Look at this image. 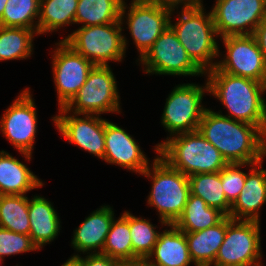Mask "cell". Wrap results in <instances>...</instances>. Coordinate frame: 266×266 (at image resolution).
Listing matches in <instances>:
<instances>
[{
  "mask_svg": "<svg viewBox=\"0 0 266 266\" xmlns=\"http://www.w3.org/2000/svg\"><path fill=\"white\" fill-rule=\"evenodd\" d=\"M198 131L228 164L258 163L266 156V135L257 127L206 109Z\"/></svg>",
  "mask_w": 266,
  "mask_h": 266,
  "instance_id": "6da1fadb",
  "label": "cell"
},
{
  "mask_svg": "<svg viewBox=\"0 0 266 266\" xmlns=\"http://www.w3.org/2000/svg\"><path fill=\"white\" fill-rule=\"evenodd\" d=\"M208 93L214 95L227 108L236 121L257 126L266 135V84L256 80L221 72L215 67L206 72Z\"/></svg>",
  "mask_w": 266,
  "mask_h": 266,
  "instance_id": "7a4b0ae2",
  "label": "cell"
},
{
  "mask_svg": "<svg viewBox=\"0 0 266 266\" xmlns=\"http://www.w3.org/2000/svg\"><path fill=\"white\" fill-rule=\"evenodd\" d=\"M155 151L172 168L190 176L201 173H217L228 163L219 150L197 130L167 137Z\"/></svg>",
  "mask_w": 266,
  "mask_h": 266,
  "instance_id": "3957f363",
  "label": "cell"
},
{
  "mask_svg": "<svg viewBox=\"0 0 266 266\" xmlns=\"http://www.w3.org/2000/svg\"><path fill=\"white\" fill-rule=\"evenodd\" d=\"M181 8V16L174 25L170 15L169 26L191 60L206 73L216 66L217 62L213 63L212 59L220 55L212 13L205 14L202 3Z\"/></svg>",
  "mask_w": 266,
  "mask_h": 266,
  "instance_id": "277c9868",
  "label": "cell"
},
{
  "mask_svg": "<svg viewBox=\"0 0 266 266\" xmlns=\"http://www.w3.org/2000/svg\"><path fill=\"white\" fill-rule=\"evenodd\" d=\"M153 166L141 174L152 179L147 203L154 206L164 226L174 224L183 213L190 194L188 176L172 168L163 158L157 155Z\"/></svg>",
  "mask_w": 266,
  "mask_h": 266,
  "instance_id": "5b68a950",
  "label": "cell"
},
{
  "mask_svg": "<svg viewBox=\"0 0 266 266\" xmlns=\"http://www.w3.org/2000/svg\"><path fill=\"white\" fill-rule=\"evenodd\" d=\"M123 22L80 27L63 39L75 52L94 65L108 66L109 61L121 62L127 40L122 35Z\"/></svg>",
  "mask_w": 266,
  "mask_h": 266,
  "instance_id": "8992f818",
  "label": "cell"
},
{
  "mask_svg": "<svg viewBox=\"0 0 266 266\" xmlns=\"http://www.w3.org/2000/svg\"><path fill=\"white\" fill-rule=\"evenodd\" d=\"M119 98L116 80L110 66L94 65L84 85L64 108L70 114L72 111L78 115L120 113Z\"/></svg>",
  "mask_w": 266,
  "mask_h": 266,
  "instance_id": "52a82bcc",
  "label": "cell"
},
{
  "mask_svg": "<svg viewBox=\"0 0 266 266\" xmlns=\"http://www.w3.org/2000/svg\"><path fill=\"white\" fill-rule=\"evenodd\" d=\"M259 221L227 216V230L213 266H262Z\"/></svg>",
  "mask_w": 266,
  "mask_h": 266,
  "instance_id": "ba28073f",
  "label": "cell"
},
{
  "mask_svg": "<svg viewBox=\"0 0 266 266\" xmlns=\"http://www.w3.org/2000/svg\"><path fill=\"white\" fill-rule=\"evenodd\" d=\"M205 91L208 92V83L205 86L184 83L176 86L169 94L161 123L170 133V137L198 130L204 111L207 109L201 104Z\"/></svg>",
  "mask_w": 266,
  "mask_h": 266,
  "instance_id": "9c48e42d",
  "label": "cell"
},
{
  "mask_svg": "<svg viewBox=\"0 0 266 266\" xmlns=\"http://www.w3.org/2000/svg\"><path fill=\"white\" fill-rule=\"evenodd\" d=\"M138 60L145 66L144 71L148 74L174 76L204 74L188 56L187 51L170 26L153 43L147 53Z\"/></svg>",
  "mask_w": 266,
  "mask_h": 266,
  "instance_id": "30bf717a",
  "label": "cell"
},
{
  "mask_svg": "<svg viewBox=\"0 0 266 266\" xmlns=\"http://www.w3.org/2000/svg\"><path fill=\"white\" fill-rule=\"evenodd\" d=\"M211 13L220 38L253 35L266 18V0H216Z\"/></svg>",
  "mask_w": 266,
  "mask_h": 266,
  "instance_id": "8fae6325",
  "label": "cell"
},
{
  "mask_svg": "<svg viewBox=\"0 0 266 266\" xmlns=\"http://www.w3.org/2000/svg\"><path fill=\"white\" fill-rule=\"evenodd\" d=\"M221 40L227 51L225 59L216 63L217 70L266 84V59L254 35L227 36Z\"/></svg>",
  "mask_w": 266,
  "mask_h": 266,
  "instance_id": "7c38bea8",
  "label": "cell"
},
{
  "mask_svg": "<svg viewBox=\"0 0 266 266\" xmlns=\"http://www.w3.org/2000/svg\"><path fill=\"white\" fill-rule=\"evenodd\" d=\"M127 16L130 34L141 59L169 26L174 8L150 0H132Z\"/></svg>",
  "mask_w": 266,
  "mask_h": 266,
  "instance_id": "4fadbf2b",
  "label": "cell"
},
{
  "mask_svg": "<svg viewBox=\"0 0 266 266\" xmlns=\"http://www.w3.org/2000/svg\"><path fill=\"white\" fill-rule=\"evenodd\" d=\"M30 90L24 89L2 115L0 129L4 136L29 161L37 129V111Z\"/></svg>",
  "mask_w": 266,
  "mask_h": 266,
  "instance_id": "5bb4252c",
  "label": "cell"
},
{
  "mask_svg": "<svg viewBox=\"0 0 266 266\" xmlns=\"http://www.w3.org/2000/svg\"><path fill=\"white\" fill-rule=\"evenodd\" d=\"M56 45L59 47H56L52 57V69L59 108H63L84 85L94 64L75 52L63 40Z\"/></svg>",
  "mask_w": 266,
  "mask_h": 266,
  "instance_id": "9a60e30c",
  "label": "cell"
},
{
  "mask_svg": "<svg viewBox=\"0 0 266 266\" xmlns=\"http://www.w3.org/2000/svg\"><path fill=\"white\" fill-rule=\"evenodd\" d=\"M59 116L53 117L54 124L69 143L78 145L85 151L104 158L105 154V119L99 115L78 114L68 115L63 107L59 108Z\"/></svg>",
  "mask_w": 266,
  "mask_h": 266,
  "instance_id": "2e32d148",
  "label": "cell"
},
{
  "mask_svg": "<svg viewBox=\"0 0 266 266\" xmlns=\"http://www.w3.org/2000/svg\"><path fill=\"white\" fill-rule=\"evenodd\" d=\"M134 138L125 129L105 120V154L103 160L142 174L149 160Z\"/></svg>",
  "mask_w": 266,
  "mask_h": 266,
  "instance_id": "e0dca14e",
  "label": "cell"
},
{
  "mask_svg": "<svg viewBox=\"0 0 266 266\" xmlns=\"http://www.w3.org/2000/svg\"><path fill=\"white\" fill-rule=\"evenodd\" d=\"M262 163L263 160L252 163V168L246 173L244 187L231 205L229 216L232 219L260 222L259 209L266 203V169L262 168Z\"/></svg>",
  "mask_w": 266,
  "mask_h": 266,
  "instance_id": "ac0fdd59",
  "label": "cell"
},
{
  "mask_svg": "<svg viewBox=\"0 0 266 266\" xmlns=\"http://www.w3.org/2000/svg\"><path fill=\"white\" fill-rule=\"evenodd\" d=\"M112 210L108 205L101 206L85 218L74 231L71 244L75 250L82 253L88 251L90 253H102L107 234L114 220V211Z\"/></svg>",
  "mask_w": 266,
  "mask_h": 266,
  "instance_id": "d6986e66",
  "label": "cell"
},
{
  "mask_svg": "<svg viewBox=\"0 0 266 266\" xmlns=\"http://www.w3.org/2000/svg\"><path fill=\"white\" fill-rule=\"evenodd\" d=\"M159 234L158 240L147 257L149 266H189L192 259L188 250L185 233L174 224H168ZM150 258H155L150 259Z\"/></svg>",
  "mask_w": 266,
  "mask_h": 266,
  "instance_id": "ffe728a7",
  "label": "cell"
},
{
  "mask_svg": "<svg viewBox=\"0 0 266 266\" xmlns=\"http://www.w3.org/2000/svg\"><path fill=\"white\" fill-rule=\"evenodd\" d=\"M30 222L29 236L32 242L41 249L43 245L53 241L60 230V219L50 201L44 197L34 196L28 199Z\"/></svg>",
  "mask_w": 266,
  "mask_h": 266,
  "instance_id": "44dd1931",
  "label": "cell"
},
{
  "mask_svg": "<svg viewBox=\"0 0 266 266\" xmlns=\"http://www.w3.org/2000/svg\"><path fill=\"white\" fill-rule=\"evenodd\" d=\"M41 186L42 181L25 164L0 151V195H25Z\"/></svg>",
  "mask_w": 266,
  "mask_h": 266,
  "instance_id": "7402d4cb",
  "label": "cell"
},
{
  "mask_svg": "<svg viewBox=\"0 0 266 266\" xmlns=\"http://www.w3.org/2000/svg\"><path fill=\"white\" fill-rule=\"evenodd\" d=\"M227 230V216L213 227L184 232L190 257L196 266H212Z\"/></svg>",
  "mask_w": 266,
  "mask_h": 266,
  "instance_id": "603a6c76",
  "label": "cell"
},
{
  "mask_svg": "<svg viewBox=\"0 0 266 266\" xmlns=\"http://www.w3.org/2000/svg\"><path fill=\"white\" fill-rule=\"evenodd\" d=\"M126 8L124 0H78L75 23L85 27L122 22Z\"/></svg>",
  "mask_w": 266,
  "mask_h": 266,
  "instance_id": "cb8c5ba5",
  "label": "cell"
},
{
  "mask_svg": "<svg viewBox=\"0 0 266 266\" xmlns=\"http://www.w3.org/2000/svg\"><path fill=\"white\" fill-rule=\"evenodd\" d=\"M224 217L218 209L209 207L202 198L190 193L183 213L174 225L183 232H196L215 226Z\"/></svg>",
  "mask_w": 266,
  "mask_h": 266,
  "instance_id": "d4e9b609",
  "label": "cell"
},
{
  "mask_svg": "<svg viewBox=\"0 0 266 266\" xmlns=\"http://www.w3.org/2000/svg\"><path fill=\"white\" fill-rule=\"evenodd\" d=\"M78 0H40L38 34L75 24Z\"/></svg>",
  "mask_w": 266,
  "mask_h": 266,
  "instance_id": "484cf974",
  "label": "cell"
},
{
  "mask_svg": "<svg viewBox=\"0 0 266 266\" xmlns=\"http://www.w3.org/2000/svg\"><path fill=\"white\" fill-rule=\"evenodd\" d=\"M188 181L191 194L202 198L209 207L218 209L225 216L230 215L231 204L225 197L220 171L190 175Z\"/></svg>",
  "mask_w": 266,
  "mask_h": 266,
  "instance_id": "4316f807",
  "label": "cell"
},
{
  "mask_svg": "<svg viewBox=\"0 0 266 266\" xmlns=\"http://www.w3.org/2000/svg\"><path fill=\"white\" fill-rule=\"evenodd\" d=\"M0 228L29 236L30 222L26 195H0Z\"/></svg>",
  "mask_w": 266,
  "mask_h": 266,
  "instance_id": "83f0119b",
  "label": "cell"
},
{
  "mask_svg": "<svg viewBox=\"0 0 266 266\" xmlns=\"http://www.w3.org/2000/svg\"><path fill=\"white\" fill-rule=\"evenodd\" d=\"M35 34L31 29L0 26V61L30 57Z\"/></svg>",
  "mask_w": 266,
  "mask_h": 266,
  "instance_id": "f1b7e54d",
  "label": "cell"
},
{
  "mask_svg": "<svg viewBox=\"0 0 266 266\" xmlns=\"http://www.w3.org/2000/svg\"><path fill=\"white\" fill-rule=\"evenodd\" d=\"M102 254H106L115 260L134 259L128 211H124L118 220L115 221L114 218Z\"/></svg>",
  "mask_w": 266,
  "mask_h": 266,
  "instance_id": "f546056e",
  "label": "cell"
},
{
  "mask_svg": "<svg viewBox=\"0 0 266 266\" xmlns=\"http://www.w3.org/2000/svg\"><path fill=\"white\" fill-rule=\"evenodd\" d=\"M39 8L40 0H8L0 26L26 28L38 33Z\"/></svg>",
  "mask_w": 266,
  "mask_h": 266,
  "instance_id": "4dcf8cb0",
  "label": "cell"
},
{
  "mask_svg": "<svg viewBox=\"0 0 266 266\" xmlns=\"http://www.w3.org/2000/svg\"><path fill=\"white\" fill-rule=\"evenodd\" d=\"M129 228L132 239L134 259L145 258L151 254L160 232H157L150 221L138 218L129 212Z\"/></svg>",
  "mask_w": 266,
  "mask_h": 266,
  "instance_id": "1f68e13d",
  "label": "cell"
},
{
  "mask_svg": "<svg viewBox=\"0 0 266 266\" xmlns=\"http://www.w3.org/2000/svg\"><path fill=\"white\" fill-rule=\"evenodd\" d=\"M244 165L252 166L251 163H231L220 170L222 188L231 205L236 201L245 184L246 173L240 170Z\"/></svg>",
  "mask_w": 266,
  "mask_h": 266,
  "instance_id": "d6a6232c",
  "label": "cell"
},
{
  "mask_svg": "<svg viewBox=\"0 0 266 266\" xmlns=\"http://www.w3.org/2000/svg\"><path fill=\"white\" fill-rule=\"evenodd\" d=\"M39 250L30 236L0 228V259L4 256Z\"/></svg>",
  "mask_w": 266,
  "mask_h": 266,
  "instance_id": "836d02e7",
  "label": "cell"
},
{
  "mask_svg": "<svg viewBox=\"0 0 266 266\" xmlns=\"http://www.w3.org/2000/svg\"><path fill=\"white\" fill-rule=\"evenodd\" d=\"M73 256H79L82 266H115L116 260L102 253H89L86 258L80 257L79 254Z\"/></svg>",
  "mask_w": 266,
  "mask_h": 266,
  "instance_id": "e575fe53",
  "label": "cell"
},
{
  "mask_svg": "<svg viewBox=\"0 0 266 266\" xmlns=\"http://www.w3.org/2000/svg\"><path fill=\"white\" fill-rule=\"evenodd\" d=\"M253 35L266 59V18L257 26Z\"/></svg>",
  "mask_w": 266,
  "mask_h": 266,
  "instance_id": "d590c367",
  "label": "cell"
},
{
  "mask_svg": "<svg viewBox=\"0 0 266 266\" xmlns=\"http://www.w3.org/2000/svg\"><path fill=\"white\" fill-rule=\"evenodd\" d=\"M150 1H153L154 3L157 4L169 6L172 8H178L177 6L179 5H183V7L194 6L202 2L201 0H150Z\"/></svg>",
  "mask_w": 266,
  "mask_h": 266,
  "instance_id": "8d00e7d4",
  "label": "cell"
},
{
  "mask_svg": "<svg viewBox=\"0 0 266 266\" xmlns=\"http://www.w3.org/2000/svg\"><path fill=\"white\" fill-rule=\"evenodd\" d=\"M115 266H149L145 258L131 260H116Z\"/></svg>",
  "mask_w": 266,
  "mask_h": 266,
  "instance_id": "74e56055",
  "label": "cell"
},
{
  "mask_svg": "<svg viewBox=\"0 0 266 266\" xmlns=\"http://www.w3.org/2000/svg\"><path fill=\"white\" fill-rule=\"evenodd\" d=\"M61 266H82L79 256H72Z\"/></svg>",
  "mask_w": 266,
  "mask_h": 266,
  "instance_id": "f35d334b",
  "label": "cell"
},
{
  "mask_svg": "<svg viewBox=\"0 0 266 266\" xmlns=\"http://www.w3.org/2000/svg\"><path fill=\"white\" fill-rule=\"evenodd\" d=\"M8 0H0V18L4 13V9Z\"/></svg>",
  "mask_w": 266,
  "mask_h": 266,
  "instance_id": "ab89813d",
  "label": "cell"
}]
</instances>
